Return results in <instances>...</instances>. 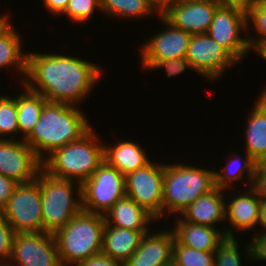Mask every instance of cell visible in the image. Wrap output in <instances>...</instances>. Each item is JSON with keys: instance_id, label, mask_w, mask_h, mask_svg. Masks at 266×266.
Instances as JSON below:
<instances>
[{"instance_id": "2", "label": "cell", "mask_w": 266, "mask_h": 266, "mask_svg": "<svg viewBox=\"0 0 266 266\" xmlns=\"http://www.w3.org/2000/svg\"><path fill=\"white\" fill-rule=\"evenodd\" d=\"M79 106L49 101L44 105L38 123L24 139L41 161L92 128Z\"/></svg>"}, {"instance_id": "29", "label": "cell", "mask_w": 266, "mask_h": 266, "mask_svg": "<svg viewBox=\"0 0 266 266\" xmlns=\"http://www.w3.org/2000/svg\"><path fill=\"white\" fill-rule=\"evenodd\" d=\"M174 259L180 266H214V252H205L181 245L176 239L173 244Z\"/></svg>"}, {"instance_id": "4", "label": "cell", "mask_w": 266, "mask_h": 266, "mask_svg": "<svg viewBox=\"0 0 266 266\" xmlns=\"http://www.w3.org/2000/svg\"><path fill=\"white\" fill-rule=\"evenodd\" d=\"M214 170L185 163H164L162 217L182 213L215 188Z\"/></svg>"}, {"instance_id": "36", "label": "cell", "mask_w": 266, "mask_h": 266, "mask_svg": "<svg viewBox=\"0 0 266 266\" xmlns=\"http://www.w3.org/2000/svg\"><path fill=\"white\" fill-rule=\"evenodd\" d=\"M260 201H266V161L257 163L251 185L249 186Z\"/></svg>"}, {"instance_id": "14", "label": "cell", "mask_w": 266, "mask_h": 266, "mask_svg": "<svg viewBox=\"0 0 266 266\" xmlns=\"http://www.w3.org/2000/svg\"><path fill=\"white\" fill-rule=\"evenodd\" d=\"M166 29L155 33L141 46V65L148 71L160 60L186 57L191 35L158 16Z\"/></svg>"}, {"instance_id": "28", "label": "cell", "mask_w": 266, "mask_h": 266, "mask_svg": "<svg viewBox=\"0 0 266 266\" xmlns=\"http://www.w3.org/2000/svg\"><path fill=\"white\" fill-rule=\"evenodd\" d=\"M246 23L247 32L253 24L252 28L258 36L247 37L250 50L259 54L266 48V2L264 0H259L246 11Z\"/></svg>"}, {"instance_id": "37", "label": "cell", "mask_w": 266, "mask_h": 266, "mask_svg": "<svg viewBox=\"0 0 266 266\" xmlns=\"http://www.w3.org/2000/svg\"><path fill=\"white\" fill-rule=\"evenodd\" d=\"M75 266H126L123 261L112 259L102 253L78 262Z\"/></svg>"}, {"instance_id": "8", "label": "cell", "mask_w": 266, "mask_h": 266, "mask_svg": "<svg viewBox=\"0 0 266 266\" xmlns=\"http://www.w3.org/2000/svg\"><path fill=\"white\" fill-rule=\"evenodd\" d=\"M1 212L15 233L43 232L40 183L18 184Z\"/></svg>"}, {"instance_id": "3", "label": "cell", "mask_w": 266, "mask_h": 266, "mask_svg": "<svg viewBox=\"0 0 266 266\" xmlns=\"http://www.w3.org/2000/svg\"><path fill=\"white\" fill-rule=\"evenodd\" d=\"M91 128L79 140L55 149L42 161L50 176L82 184L104 161V143Z\"/></svg>"}, {"instance_id": "5", "label": "cell", "mask_w": 266, "mask_h": 266, "mask_svg": "<svg viewBox=\"0 0 266 266\" xmlns=\"http://www.w3.org/2000/svg\"><path fill=\"white\" fill-rule=\"evenodd\" d=\"M103 215L81 211L55 234L62 266L77 264L102 251Z\"/></svg>"}, {"instance_id": "35", "label": "cell", "mask_w": 266, "mask_h": 266, "mask_svg": "<svg viewBox=\"0 0 266 266\" xmlns=\"http://www.w3.org/2000/svg\"><path fill=\"white\" fill-rule=\"evenodd\" d=\"M164 68L166 70V75L169 78L183 73L184 71H186V69L194 71L191 63L187 60L186 57L160 60L151 68L150 71H152V69L154 71L155 69L160 70Z\"/></svg>"}, {"instance_id": "41", "label": "cell", "mask_w": 266, "mask_h": 266, "mask_svg": "<svg viewBox=\"0 0 266 266\" xmlns=\"http://www.w3.org/2000/svg\"><path fill=\"white\" fill-rule=\"evenodd\" d=\"M152 8L162 15L175 0H147Z\"/></svg>"}, {"instance_id": "15", "label": "cell", "mask_w": 266, "mask_h": 266, "mask_svg": "<svg viewBox=\"0 0 266 266\" xmlns=\"http://www.w3.org/2000/svg\"><path fill=\"white\" fill-rule=\"evenodd\" d=\"M219 6L216 0H175L162 16L190 35L207 33Z\"/></svg>"}, {"instance_id": "45", "label": "cell", "mask_w": 266, "mask_h": 266, "mask_svg": "<svg viewBox=\"0 0 266 266\" xmlns=\"http://www.w3.org/2000/svg\"><path fill=\"white\" fill-rule=\"evenodd\" d=\"M164 266H180V265L174 259H171Z\"/></svg>"}, {"instance_id": "20", "label": "cell", "mask_w": 266, "mask_h": 266, "mask_svg": "<svg viewBox=\"0 0 266 266\" xmlns=\"http://www.w3.org/2000/svg\"><path fill=\"white\" fill-rule=\"evenodd\" d=\"M103 217L105 224L138 232H148L151 229L149 223L156 221L150 213L127 196L118 200Z\"/></svg>"}, {"instance_id": "13", "label": "cell", "mask_w": 266, "mask_h": 266, "mask_svg": "<svg viewBox=\"0 0 266 266\" xmlns=\"http://www.w3.org/2000/svg\"><path fill=\"white\" fill-rule=\"evenodd\" d=\"M41 169L42 161L23 139H0V174L23 184L34 181Z\"/></svg>"}, {"instance_id": "1", "label": "cell", "mask_w": 266, "mask_h": 266, "mask_svg": "<svg viewBox=\"0 0 266 266\" xmlns=\"http://www.w3.org/2000/svg\"><path fill=\"white\" fill-rule=\"evenodd\" d=\"M99 64L64 53H27L23 84L49 102L82 104L103 77Z\"/></svg>"}, {"instance_id": "11", "label": "cell", "mask_w": 266, "mask_h": 266, "mask_svg": "<svg viewBox=\"0 0 266 266\" xmlns=\"http://www.w3.org/2000/svg\"><path fill=\"white\" fill-rule=\"evenodd\" d=\"M186 58L194 72L212 82L222 77L225 70L240 63L207 33L191 35Z\"/></svg>"}, {"instance_id": "7", "label": "cell", "mask_w": 266, "mask_h": 266, "mask_svg": "<svg viewBox=\"0 0 266 266\" xmlns=\"http://www.w3.org/2000/svg\"><path fill=\"white\" fill-rule=\"evenodd\" d=\"M125 196V176L105 160L81 184L82 210L88 213L104 215Z\"/></svg>"}, {"instance_id": "21", "label": "cell", "mask_w": 266, "mask_h": 266, "mask_svg": "<svg viewBox=\"0 0 266 266\" xmlns=\"http://www.w3.org/2000/svg\"><path fill=\"white\" fill-rule=\"evenodd\" d=\"M246 123L245 151L257 162L266 161V95L260 94Z\"/></svg>"}, {"instance_id": "43", "label": "cell", "mask_w": 266, "mask_h": 266, "mask_svg": "<svg viewBox=\"0 0 266 266\" xmlns=\"http://www.w3.org/2000/svg\"><path fill=\"white\" fill-rule=\"evenodd\" d=\"M9 15H1L0 16V32L9 24L11 23L9 20Z\"/></svg>"}, {"instance_id": "34", "label": "cell", "mask_w": 266, "mask_h": 266, "mask_svg": "<svg viewBox=\"0 0 266 266\" xmlns=\"http://www.w3.org/2000/svg\"><path fill=\"white\" fill-rule=\"evenodd\" d=\"M257 234V235H256ZM252 241L249 240V243L246 245V250L244 254L248 261H265L266 260V232L255 233L252 237ZM250 244V245H249Z\"/></svg>"}, {"instance_id": "17", "label": "cell", "mask_w": 266, "mask_h": 266, "mask_svg": "<svg viewBox=\"0 0 266 266\" xmlns=\"http://www.w3.org/2000/svg\"><path fill=\"white\" fill-rule=\"evenodd\" d=\"M174 241L173 230H158L155 234L149 230L142 236L138 249L125 262L126 266H164L172 259Z\"/></svg>"}, {"instance_id": "26", "label": "cell", "mask_w": 266, "mask_h": 266, "mask_svg": "<svg viewBox=\"0 0 266 266\" xmlns=\"http://www.w3.org/2000/svg\"><path fill=\"white\" fill-rule=\"evenodd\" d=\"M244 152L245 159H243V162L240 160L241 156L239 155L236 156V158H233L231 162L229 161L228 163H226V165L221 170L224 173L214 170L216 187L223 190H229L232 185H234L235 180L241 181L246 176V179L248 180V183H246V185L249 186L251 184L255 169L257 167V162L246 151Z\"/></svg>"}, {"instance_id": "18", "label": "cell", "mask_w": 266, "mask_h": 266, "mask_svg": "<svg viewBox=\"0 0 266 266\" xmlns=\"http://www.w3.org/2000/svg\"><path fill=\"white\" fill-rule=\"evenodd\" d=\"M226 190L215 187L200 196L180 214L181 219L193 224L216 227L217 222L225 221ZM215 225V226H214Z\"/></svg>"}, {"instance_id": "12", "label": "cell", "mask_w": 266, "mask_h": 266, "mask_svg": "<svg viewBox=\"0 0 266 266\" xmlns=\"http://www.w3.org/2000/svg\"><path fill=\"white\" fill-rule=\"evenodd\" d=\"M5 266H62L54 235L15 233L12 255Z\"/></svg>"}, {"instance_id": "38", "label": "cell", "mask_w": 266, "mask_h": 266, "mask_svg": "<svg viewBox=\"0 0 266 266\" xmlns=\"http://www.w3.org/2000/svg\"><path fill=\"white\" fill-rule=\"evenodd\" d=\"M18 183L0 174V211L6 206Z\"/></svg>"}, {"instance_id": "30", "label": "cell", "mask_w": 266, "mask_h": 266, "mask_svg": "<svg viewBox=\"0 0 266 266\" xmlns=\"http://www.w3.org/2000/svg\"><path fill=\"white\" fill-rule=\"evenodd\" d=\"M17 113L15 97L0 95V139H6L8 135L13 138L19 134Z\"/></svg>"}, {"instance_id": "19", "label": "cell", "mask_w": 266, "mask_h": 266, "mask_svg": "<svg viewBox=\"0 0 266 266\" xmlns=\"http://www.w3.org/2000/svg\"><path fill=\"white\" fill-rule=\"evenodd\" d=\"M174 228L175 239L184 246L192 249L214 252L218 244L225 238L222 228H214L205 225L193 224L176 216Z\"/></svg>"}, {"instance_id": "16", "label": "cell", "mask_w": 266, "mask_h": 266, "mask_svg": "<svg viewBox=\"0 0 266 266\" xmlns=\"http://www.w3.org/2000/svg\"><path fill=\"white\" fill-rule=\"evenodd\" d=\"M246 189H248L246 191ZM237 194L230 192V201H225V220L233 228H223L226 237H234L236 231L254 230L258 225L260 200L255 192L249 187Z\"/></svg>"}, {"instance_id": "6", "label": "cell", "mask_w": 266, "mask_h": 266, "mask_svg": "<svg viewBox=\"0 0 266 266\" xmlns=\"http://www.w3.org/2000/svg\"><path fill=\"white\" fill-rule=\"evenodd\" d=\"M36 180L41 190L43 232L54 235L82 211L81 184L52 177L43 169L39 171Z\"/></svg>"}, {"instance_id": "44", "label": "cell", "mask_w": 266, "mask_h": 266, "mask_svg": "<svg viewBox=\"0 0 266 266\" xmlns=\"http://www.w3.org/2000/svg\"><path fill=\"white\" fill-rule=\"evenodd\" d=\"M257 55H260L261 58H263L265 61H266V48L263 49L259 54ZM264 90L260 93L262 95H266V88H263Z\"/></svg>"}, {"instance_id": "22", "label": "cell", "mask_w": 266, "mask_h": 266, "mask_svg": "<svg viewBox=\"0 0 266 266\" xmlns=\"http://www.w3.org/2000/svg\"><path fill=\"white\" fill-rule=\"evenodd\" d=\"M145 233L147 232L105 224L101 253L112 259L126 262L138 249Z\"/></svg>"}, {"instance_id": "40", "label": "cell", "mask_w": 266, "mask_h": 266, "mask_svg": "<svg viewBox=\"0 0 266 266\" xmlns=\"http://www.w3.org/2000/svg\"><path fill=\"white\" fill-rule=\"evenodd\" d=\"M216 1L220 4V6L236 7L246 12L259 0H216Z\"/></svg>"}, {"instance_id": "23", "label": "cell", "mask_w": 266, "mask_h": 266, "mask_svg": "<svg viewBox=\"0 0 266 266\" xmlns=\"http://www.w3.org/2000/svg\"><path fill=\"white\" fill-rule=\"evenodd\" d=\"M112 147L104 145V160L117 168L124 176L144 167L151 160L146 151L137 143L120 140Z\"/></svg>"}, {"instance_id": "42", "label": "cell", "mask_w": 266, "mask_h": 266, "mask_svg": "<svg viewBox=\"0 0 266 266\" xmlns=\"http://www.w3.org/2000/svg\"><path fill=\"white\" fill-rule=\"evenodd\" d=\"M258 226L262 227L261 232H266V201H260Z\"/></svg>"}, {"instance_id": "33", "label": "cell", "mask_w": 266, "mask_h": 266, "mask_svg": "<svg viewBox=\"0 0 266 266\" xmlns=\"http://www.w3.org/2000/svg\"><path fill=\"white\" fill-rule=\"evenodd\" d=\"M15 235L14 229L3 217L0 211V262L7 264L12 255L13 238Z\"/></svg>"}, {"instance_id": "25", "label": "cell", "mask_w": 266, "mask_h": 266, "mask_svg": "<svg viewBox=\"0 0 266 266\" xmlns=\"http://www.w3.org/2000/svg\"><path fill=\"white\" fill-rule=\"evenodd\" d=\"M21 38L16 29L12 27V23L0 32V69L17 67L15 68L18 69L17 72L24 77L20 79L23 83L26 75L27 53H23Z\"/></svg>"}, {"instance_id": "9", "label": "cell", "mask_w": 266, "mask_h": 266, "mask_svg": "<svg viewBox=\"0 0 266 266\" xmlns=\"http://www.w3.org/2000/svg\"><path fill=\"white\" fill-rule=\"evenodd\" d=\"M163 181L164 164L152 161L125 175L126 196L158 221L162 219Z\"/></svg>"}, {"instance_id": "32", "label": "cell", "mask_w": 266, "mask_h": 266, "mask_svg": "<svg viewBox=\"0 0 266 266\" xmlns=\"http://www.w3.org/2000/svg\"><path fill=\"white\" fill-rule=\"evenodd\" d=\"M95 10L101 12V0H69L63 15L68 16L74 23L88 21Z\"/></svg>"}, {"instance_id": "10", "label": "cell", "mask_w": 266, "mask_h": 266, "mask_svg": "<svg viewBox=\"0 0 266 266\" xmlns=\"http://www.w3.org/2000/svg\"><path fill=\"white\" fill-rule=\"evenodd\" d=\"M246 30L244 10L219 6L213 15L207 34L239 62L251 51L247 37H241V33H246Z\"/></svg>"}, {"instance_id": "31", "label": "cell", "mask_w": 266, "mask_h": 266, "mask_svg": "<svg viewBox=\"0 0 266 266\" xmlns=\"http://www.w3.org/2000/svg\"><path fill=\"white\" fill-rule=\"evenodd\" d=\"M239 240L234 237H226L214 250V266H241V253L239 251Z\"/></svg>"}, {"instance_id": "27", "label": "cell", "mask_w": 266, "mask_h": 266, "mask_svg": "<svg viewBox=\"0 0 266 266\" xmlns=\"http://www.w3.org/2000/svg\"><path fill=\"white\" fill-rule=\"evenodd\" d=\"M102 14L115 18H146L159 14L152 8L147 0H101Z\"/></svg>"}, {"instance_id": "39", "label": "cell", "mask_w": 266, "mask_h": 266, "mask_svg": "<svg viewBox=\"0 0 266 266\" xmlns=\"http://www.w3.org/2000/svg\"><path fill=\"white\" fill-rule=\"evenodd\" d=\"M45 8L51 14L63 15L68 6L69 0H43Z\"/></svg>"}, {"instance_id": "24", "label": "cell", "mask_w": 266, "mask_h": 266, "mask_svg": "<svg viewBox=\"0 0 266 266\" xmlns=\"http://www.w3.org/2000/svg\"><path fill=\"white\" fill-rule=\"evenodd\" d=\"M22 85L24 92L17 94L15 99L19 134H23L21 139L24 140L38 123L43 107L48 101L42 94L32 91L25 84Z\"/></svg>"}]
</instances>
